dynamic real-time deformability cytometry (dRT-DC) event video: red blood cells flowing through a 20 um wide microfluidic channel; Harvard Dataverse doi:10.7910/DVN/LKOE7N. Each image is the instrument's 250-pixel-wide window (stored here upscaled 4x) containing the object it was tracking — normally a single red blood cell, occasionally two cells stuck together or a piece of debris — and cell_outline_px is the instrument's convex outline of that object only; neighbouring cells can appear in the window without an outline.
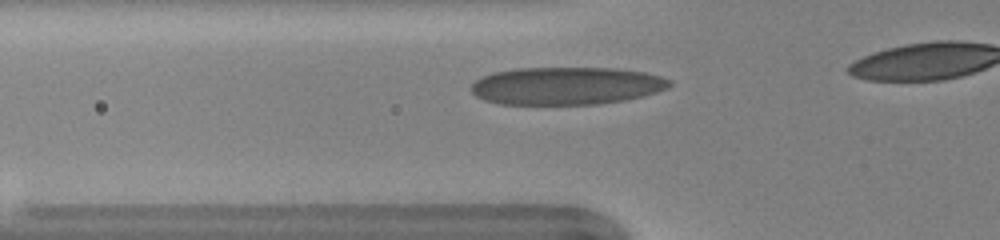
{"species": "human", "species_latin": "Homo sapiens", "temperature_condition": "warm", "stored_images_in_passage": 32, "camera_frame_rate_fps": 3000, "um_per_image_px": 0.085, "donor": {"sex": "female"}, "frame": {"image": 1, "passage_image": 8, "time_ms": 2.333, "image_size_px": [1000, 240], "cell_outline_px": [[672, 84], [668, 88], [656, 92], [624, 100], [600, 104], [500, 104], [484, 100], [476, 96], [468, 88], [476, 80], [484, 76], [496, 72], [516, 68], [616, 68], [644, 72], [660, 76], [672, 80]], "centroid_in_image_um": [48.14, 7.29], "position_along_channel_um": 77.7, "area_um2": 43.58}}
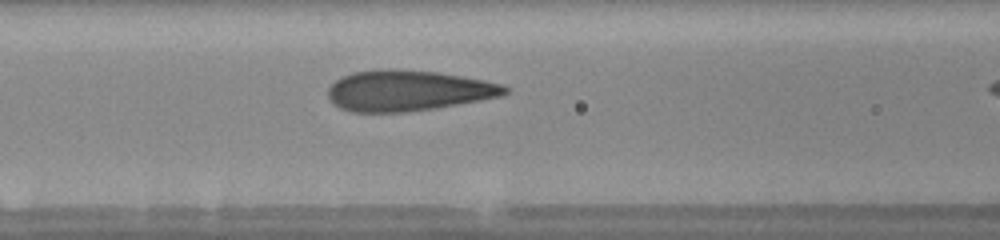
{"frame": {"image": 2, "passage_image": 12, "time_ms": 3.667, "image_size_px": [1000, 240], "cell_outline_px": [[508, 92], [500, 96], [480, 100], [432, 108], [404, 112], [352, 112], [340, 108], [332, 104], [328, 96], [328, 88], [340, 76], [352, 72], [384, 68], [396, 68], [440, 72], [484, 80], [500, 84], [508, 88]], "centroid_in_image_um": [34.62, 7.68], "position_along_channel_um": 132.0, "area_um2": 42.08}}
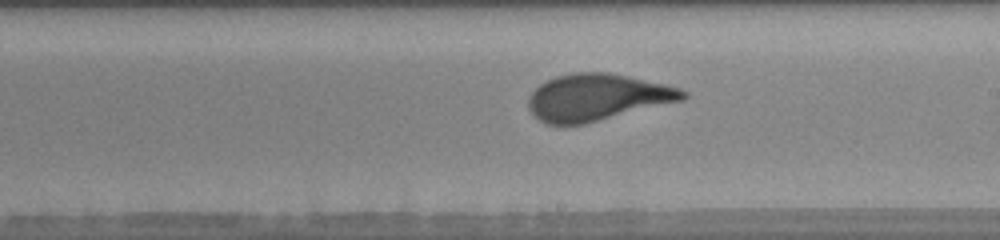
{"frame": {"image": 3, "passage_image": 20, "time_ms": 6.333, "image_size_px": [1000, 240], "cell_outline_px": [[688, 96], [684, 100], [584, 124], [548, 124], [540, 120], [528, 108], [528, 96], [540, 84], [556, 76], [572, 72], [608, 72], [628, 76], [664, 84], [680, 88], [688, 92]], "centroid_in_image_um": [50.78, 8.26], "position_along_channel_um": 238.2, "area_um2": 41.96}}